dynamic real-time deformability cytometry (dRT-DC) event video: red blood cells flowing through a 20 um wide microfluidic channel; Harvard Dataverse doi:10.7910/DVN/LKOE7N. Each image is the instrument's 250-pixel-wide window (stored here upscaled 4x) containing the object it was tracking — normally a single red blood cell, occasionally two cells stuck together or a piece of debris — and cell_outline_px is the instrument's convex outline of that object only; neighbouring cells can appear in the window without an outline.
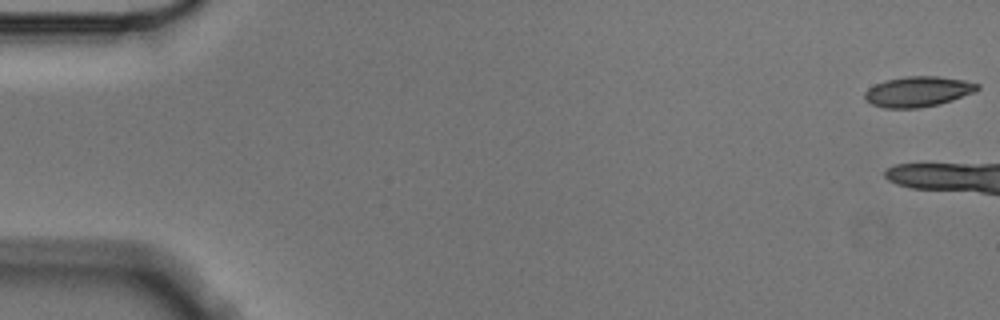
{"species": "Egyptian fruit bat (a non-hibernating species)", "species_latin": "Rousettus aegyptiacus", "temperature_condition": "cold", "stored_images_in_passage": 6, "camera_frame_rate_fps": 3000, "um_per_image_px": 0.085, "animal": {"sex": "male"}, "frame": {"image": 1, "passage_image": 1, "time_ms": 0.0, "image_size_px": [1000, 320], "cell_outline_px": [[980, 88], [976, 92], [940, 104], [920, 108], [884, 108], [872, 104], [864, 100], [864, 92], [868, 88], [884, 80], [904, 76], [940, 76], [964, 80], [980, 84]], "centroid_in_image_um": [78.03, 7.78], "position_along_channel_um": 7.0, "area_um2": 20.23}}